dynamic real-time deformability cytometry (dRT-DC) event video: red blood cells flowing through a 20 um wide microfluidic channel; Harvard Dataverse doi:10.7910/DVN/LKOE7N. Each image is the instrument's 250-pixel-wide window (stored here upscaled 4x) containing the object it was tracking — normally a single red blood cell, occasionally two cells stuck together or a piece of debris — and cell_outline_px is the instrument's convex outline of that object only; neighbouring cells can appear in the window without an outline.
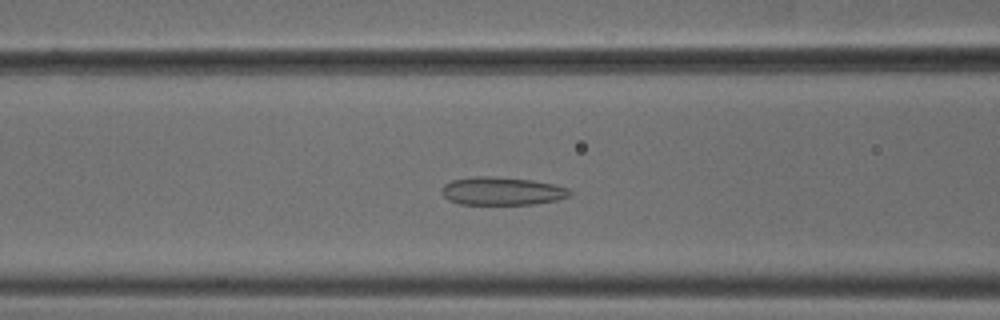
{"species": "common noctule bat (a hibernating species)", "species_latin": "Nyctalus noctula", "temperature_condition": "cold", "stored_images_in_passage": 51, "camera_frame_rate_fps": 3000, "um_per_image_px": 0.085, "animal": {"sex": "male", "body_mass_g": 18.8}, "frame": {"image": 1, "passage_image": 19, "time_ms": 6.0, "image_size_px": [1000, 320], "cell_outline_px": [[572, 192], [568, 196], [556, 200], [532, 204], [460, 204], [448, 200], [444, 196], [444, 184], [452, 180], [472, 176], [496, 176], [532, 180], [556, 184], [568, 188]], "centroid_in_image_um": [42.68, 16.23], "position_along_channel_um": 123.9, "area_um2": 20.92}}
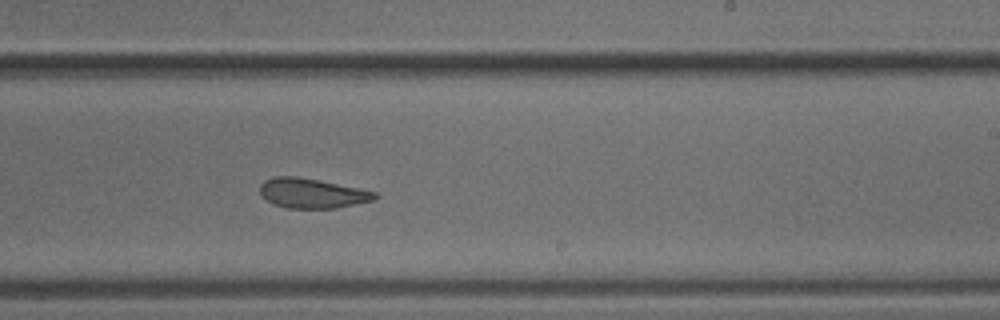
{"frame": {"image": 2, "passage_image": 30, "time_ms": 9.667, "image_size_px": [1000, 320], "cell_outline_px": [[376, 200], [336, 208], [288, 208], [272, 204], [260, 192], [260, 184], [264, 180], [272, 176], [296, 176], [376, 192]], "centroid_in_image_um": [26.49, 16.43], "position_along_channel_um": 262.5, "area_um2": 19.65}}
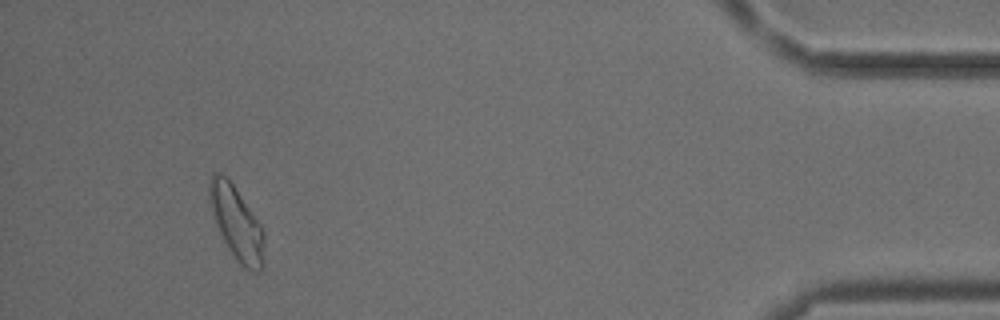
{"frame": {"image": 3, "passage_image": 47, "time_ms": 15.333, "image_size_px": [1000, 320], "cell_outline_px": [[264, 264], [260, 272], [252, 272], [244, 268], [236, 260], [228, 248], [216, 224], [208, 196], [208, 180], [212, 172], [220, 172], [232, 184], [260, 224], [264, 232]], "centroid_in_image_um": [20.11, 18.99], "position_along_channel_um": 415.1, "area_um2": 23.29}, "authors_computed_cell_mechanics": {"area_um2": 21.5594, "velocity_mm_per_s": 3.7838, "shape_relaxation_time_tau1_ms": 10.2711, "shape_relaxation_time_tau2_ms": 2.0257, "deformation_change_tau1": 0.1388, "deformation_change_tau2": 0.0871}}